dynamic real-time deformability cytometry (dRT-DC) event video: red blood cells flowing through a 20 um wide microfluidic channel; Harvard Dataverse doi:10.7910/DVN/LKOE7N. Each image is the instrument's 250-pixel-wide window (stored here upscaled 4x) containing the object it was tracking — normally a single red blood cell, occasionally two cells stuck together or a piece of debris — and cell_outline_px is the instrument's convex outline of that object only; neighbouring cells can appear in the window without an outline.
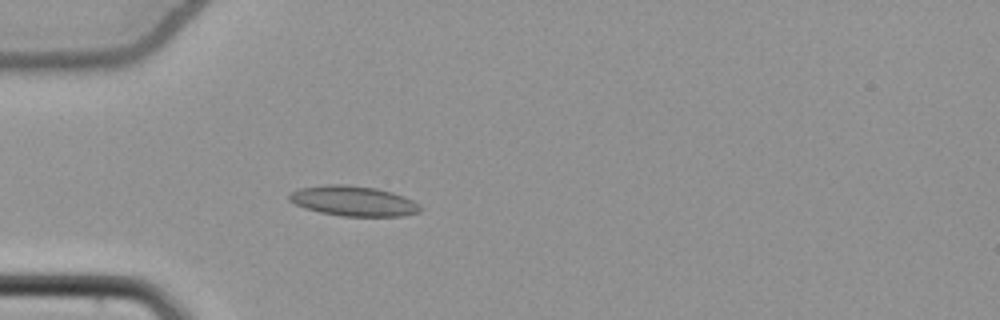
{"species": "common noctule bat (a hibernating species)", "species_latin": "Nyctalus noctula", "temperature_condition": "cold", "stored_images_in_passage": 55, "camera_frame_rate_fps": 3000, "um_per_image_px": 0.085, "animal": {"sex": "female", "body_mass_g": 22.7, "forearm_length_mm": 54.2}, "frame": {"image": 1, "passage_image": 17, "time_ms": 5.333, "image_size_px": [1000, 320], "cell_outline_px": [[424, 208], [420, 212], [404, 216], [340, 216], [320, 212], [304, 208], [288, 200], [288, 196], [292, 192], [300, 188], [328, 184], [344, 184], [376, 188], [392, 192], [404, 196], [420, 204]], "centroid_in_image_um": [30.08, 17.09], "position_along_channel_um": 54.9, "area_um2": 23.12}}
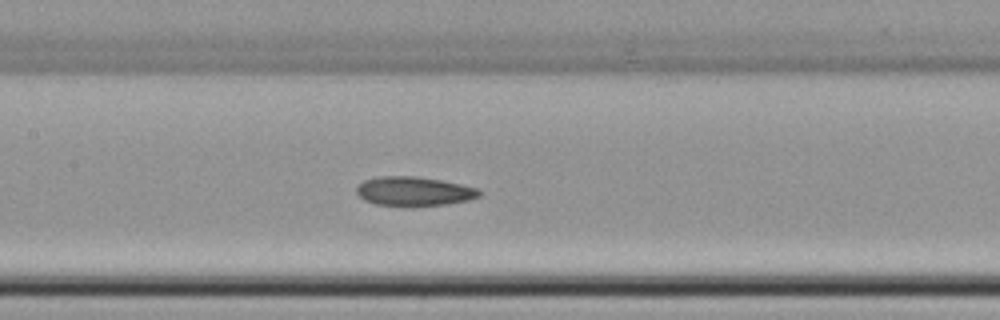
{"frame": {"image": 2, "passage_image": 27, "time_ms": 8.667, "image_size_px": [1000, 320], "cell_outline_px": [[480, 196], [468, 200], [444, 204], [376, 204], [364, 200], [356, 192], [356, 188], [364, 180], [380, 176], [416, 176], [440, 180], [460, 184], [476, 188], [480, 192]], "centroid_in_image_um": [35.17, 16.22], "position_along_channel_um": 172.2, "area_um2": 20.11}}
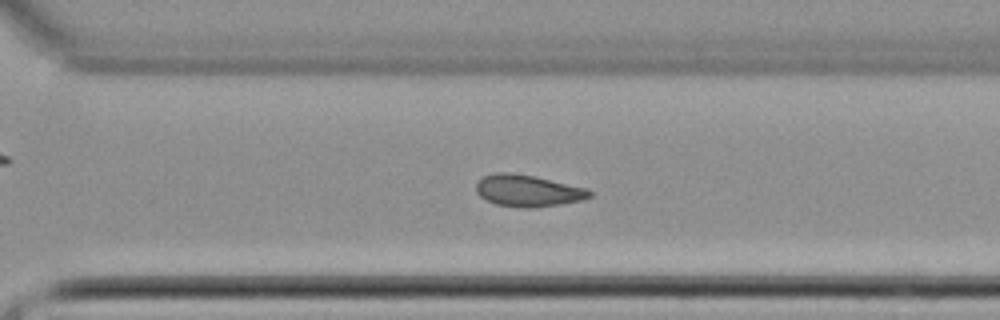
{"frame": {"image": 3, "passage_image": 39, "time_ms": 12.667, "image_size_px": [1000, 320], "cell_outline_px": [[592, 196], [580, 200], [560, 204], [532, 208], [520, 208], [496, 204], [480, 196], [476, 192], [476, 180], [484, 176], [496, 172], [508, 172], [532, 176], [588, 188], [592, 192]], "centroid_in_image_um": [44.84, 16.21], "position_along_channel_um": 325.8, "area_um2": 20.92}, "authors_computed_cell_mechanics": {"area_um2": 21.2126, "velocity_mm_per_s": 3.8382, "shape_relaxation_time_tau1_ms": null, "shape_relaxation_time_tau2_ms": 7.0439, "deformation_change_tau1": null, "deformation_change_tau2": 0.1139}}